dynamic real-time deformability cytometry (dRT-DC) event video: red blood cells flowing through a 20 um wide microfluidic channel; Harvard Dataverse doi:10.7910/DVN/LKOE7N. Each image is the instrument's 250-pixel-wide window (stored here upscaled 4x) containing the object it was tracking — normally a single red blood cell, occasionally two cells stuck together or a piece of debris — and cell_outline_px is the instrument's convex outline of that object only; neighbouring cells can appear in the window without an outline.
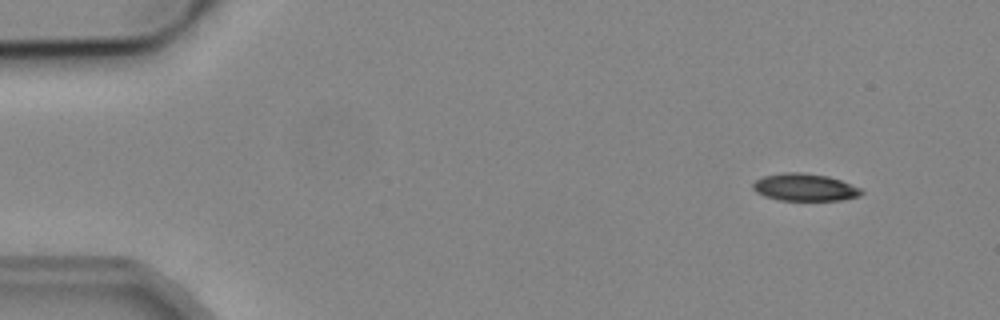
{"species": "common noctule bat (a hibernating species)", "species_latin": "Nyctalus noctula", "temperature_condition": "cold", "stored_images_in_passage": 4, "camera_frame_rate_fps": 3000, "um_per_image_px": 0.085, "animal": {"sex": "male", "body_mass_g": 19.2, "forearm_length_mm": 51.8}, "frame": {"image": 1, "passage_image": 1, "time_ms": 0.0, "image_size_px": [1000, 320], "cell_outline_px": [[864, 192], [860, 196], [840, 200], [780, 200], [764, 196], [756, 192], [752, 188], [752, 184], [756, 180], [764, 176], [784, 172], [800, 172], [828, 176], [840, 180], [860, 188]], "centroid_in_image_um": [68.39, 15.92], "position_along_channel_um": 16.6, "area_um2": 17.22}}